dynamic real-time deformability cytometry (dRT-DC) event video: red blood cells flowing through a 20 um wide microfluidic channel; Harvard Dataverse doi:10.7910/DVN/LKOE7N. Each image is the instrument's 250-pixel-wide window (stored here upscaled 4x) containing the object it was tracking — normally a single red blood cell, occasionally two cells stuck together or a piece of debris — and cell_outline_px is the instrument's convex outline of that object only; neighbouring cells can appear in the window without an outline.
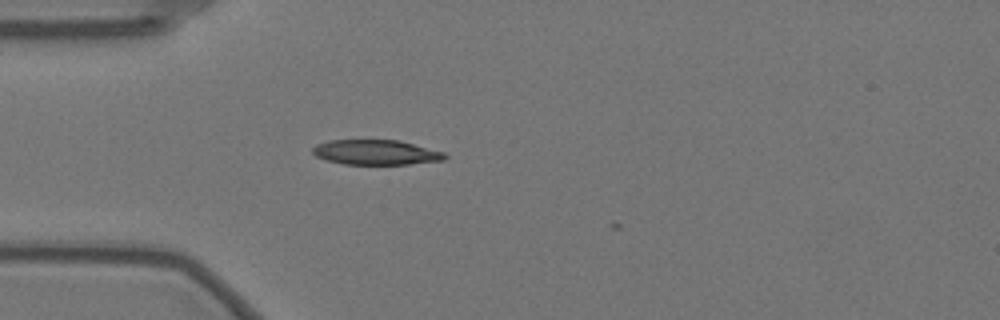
{"species": "Egyptian fruit bat (a non-hibernating species)", "species_latin": "Rousettus aegyptiacus", "temperature_condition": "warm", "stored_images_in_passage": 6, "camera_frame_rate_fps": 3000, "um_per_image_px": 0.085, "animal": {"sex": "female"}, "frame": {"image": 1, "passage_image": 1, "time_ms": 0.0, "image_size_px": [1000, 320], "cell_outline_px": [[448, 156], [444, 160], [408, 164], [344, 164], [328, 160], [316, 156], [312, 152], [312, 148], [316, 144], [328, 140], [400, 140], [444, 152]], "centroid_in_image_um": [31.96, 12.94], "position_along_channel_um": 53.0, "area_um2": 19.19}}
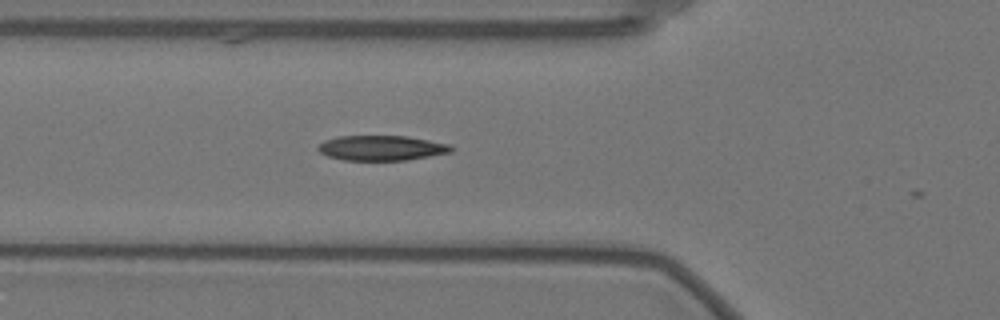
{"frame": {"image": 2, "passage_image": 5, "time_ms": 1.333, "image_size_px": [1000, 320], "cell_outline_px": [[456, 148], [452, 152], [408, 160], [344, 160], [328, 156], [320, 152], [316, 148], [324, 140], [336, 136], [408, 136], [448, 144]], "centroid_in_image_um": [32.44, 12.57], "position_along_channel_um": 93.4, "area_um2": 19.48}}